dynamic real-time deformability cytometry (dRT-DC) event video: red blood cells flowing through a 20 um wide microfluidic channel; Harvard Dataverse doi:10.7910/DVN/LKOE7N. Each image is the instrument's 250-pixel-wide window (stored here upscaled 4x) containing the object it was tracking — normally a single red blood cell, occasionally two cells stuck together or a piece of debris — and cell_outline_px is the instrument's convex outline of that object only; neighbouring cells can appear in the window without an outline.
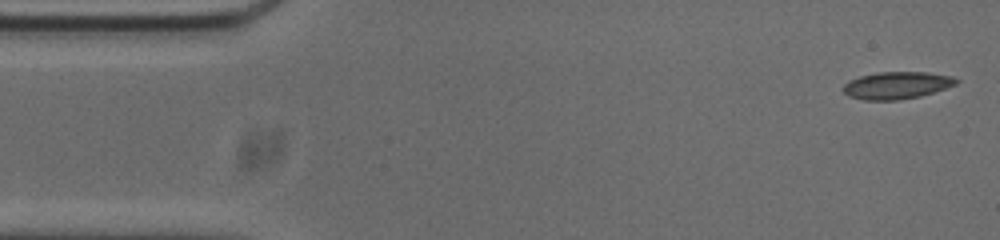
{"species": "common noctule bat (a hibernating species)", "species_latin": "Nyctalus noctula", "temperature_condition": "cold", "stored_images_in_passage": 45, "camera_frame_rate_fps": 3000, "um_per_image_px": 0.085, "animal": {"sex": "male", "body_mass_g": 20.0, "forearm_length_mm": 53.3}, "frame": {"image": 1, "passage_image": 1, "time_ms": 0.0, "image_size_px": [1000, 240], "cell_outline_px": [[960, 80], [956, 84], [920, 96], [900, 100], [864, 100], [848, 96], [844, 92], [844, 84], [848, 80], [860, 76], [876, 72], [928, 72], [952, 76]], "centroid_in_image_um": [76.21, 7.25], "position_along_channel_um": 8.8, "area_um2": 17.92}}
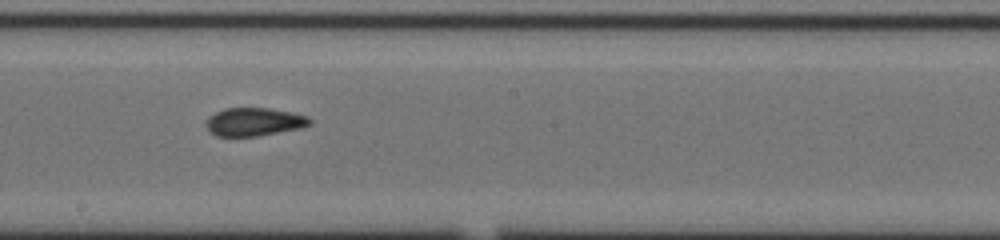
{"frame": {"image": 2, "passage_image": 27, "time_ms": 8.667, "image_size_px": [1000, 240], "cell_outline_px": [[312, 124], [300, 128], [256, 136], [216, 136], [204, 124], [208, 116], [224, 108], [268, 108], [292, 112], [308, 116], [312, 120]], "centroid_in_image_um": [21.6, 10.35], "position_along_channel_um": 226.6, "area_um2": 17.05}}
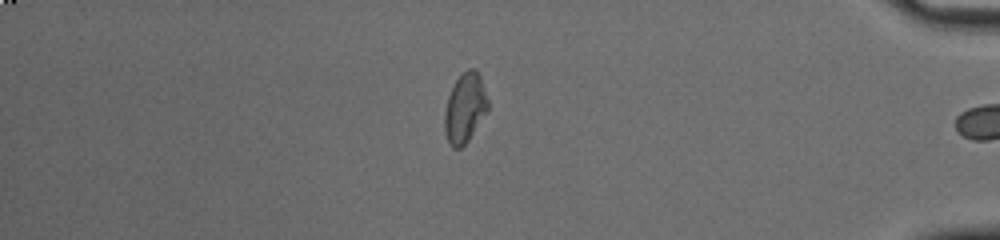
{"frame": {"image": 3, "passage_image": 44, "time_ms": 14.333, "image_size_px": [1000, 240], "cell_outline_px": [[488, 108], [468, 140], [460, 148], [452, 148], [444, 132], [444, 112], [448, 96], [456, 80], [468, 68], [476, 68], [480, 76], [488, 100]], "centroid_in_image_um": [39.5, 9.17], "position_along_channel_um": 395.7, "area_um2": 17.28}, "authors_computed_cell_mechanics": {"area_um2": 17.4556, "velocity_mm_per_s": 3.755, "shape_relaxation_time_tau1_ms": null, "shape_relaxation_time_tau2_ms": 3.0648, "deformation_change_tau1": null, "deformation_change_tau2": 0.0793}}